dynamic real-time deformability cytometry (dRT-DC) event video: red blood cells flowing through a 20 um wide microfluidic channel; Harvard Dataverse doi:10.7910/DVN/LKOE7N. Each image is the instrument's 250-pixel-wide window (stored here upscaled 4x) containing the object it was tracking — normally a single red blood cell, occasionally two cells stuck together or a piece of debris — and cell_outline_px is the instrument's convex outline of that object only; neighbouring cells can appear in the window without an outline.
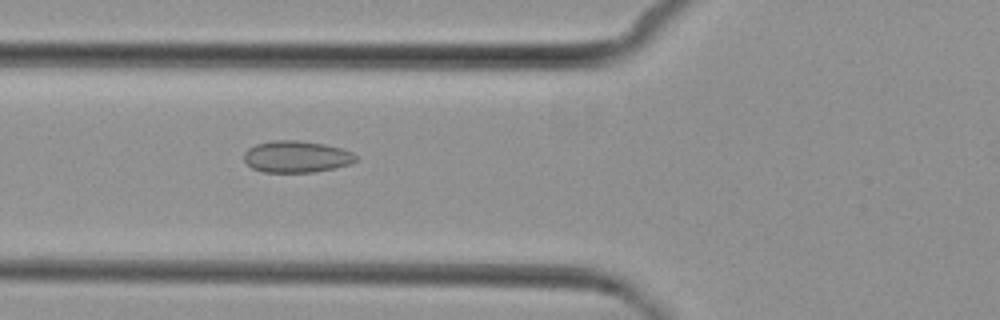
{"species": "common noctule bat (a hibernating species)", "species_latin": "Nyctalus noctula", "temperature_condition": "cold", "stored_images_in_passage": 10, "camera_frame_rate_fps": 3000, "um_per_image_px": 0.085, "animal": {"sex": "female", "body_mass_g": 29.2, "forearm_length_mm": 56.3}, "frame": {"image": 1, "passage_image": 6, "time_ms": 6.0, "image_size_px": [1000, 320], "cell_outline_px": [[356, 160], [352, 164], [336, 168], [316, 172], [264, 172], [252, 168], [244, 160], [244, 152], [248, 148], [256, 144], [272, 140], [296, 140], [324, 144], [340, 148], [352, 152], [356, 156]], "centroid_in_image_um": [25.2, 13.32], "position_along_channel_um": 100.6, "area_um2": 20.75}}
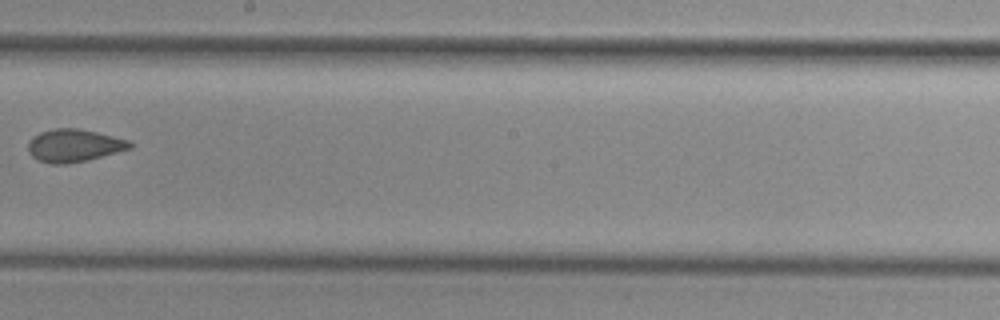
{"frame": {"image": 2, "passage_image": 9, "time_ms": 9.667, "image_size_px": [1000, 320], "cell_outline_px": [[132, 148], [88, 160], [64, 164], [52, 164], [36, 160], [28, 152], [28, 140], [32, 136], [40, 132], [56, 128], [76, 128], [96, 132], [128, 140], [132, 144]], "centroid_in_image_um": [6.24, 12.37], "position_along_channel_um": 242.0, "area_um2": 19.42}}
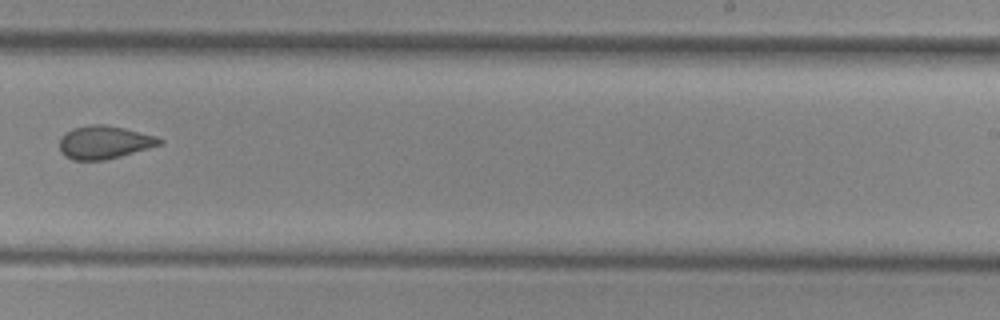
{"frame": {"image": 3, "passage_image": 10, "time_ms": 10.667, "image_size_px": [1000, 320], "cell_outline_px": [[164, 144], [120, 156], [104, 160], [72, 160], [64, 156], [60, 152], [60, 140], [64, 132], [72, 128], [92, 124], [104, 124], [124, 128], [156, 136], [164, 140]], "centroid_in_image_um": [8.86, 12.09], "position_along_channel_um": 280.1, "area_um2": 19.42}}